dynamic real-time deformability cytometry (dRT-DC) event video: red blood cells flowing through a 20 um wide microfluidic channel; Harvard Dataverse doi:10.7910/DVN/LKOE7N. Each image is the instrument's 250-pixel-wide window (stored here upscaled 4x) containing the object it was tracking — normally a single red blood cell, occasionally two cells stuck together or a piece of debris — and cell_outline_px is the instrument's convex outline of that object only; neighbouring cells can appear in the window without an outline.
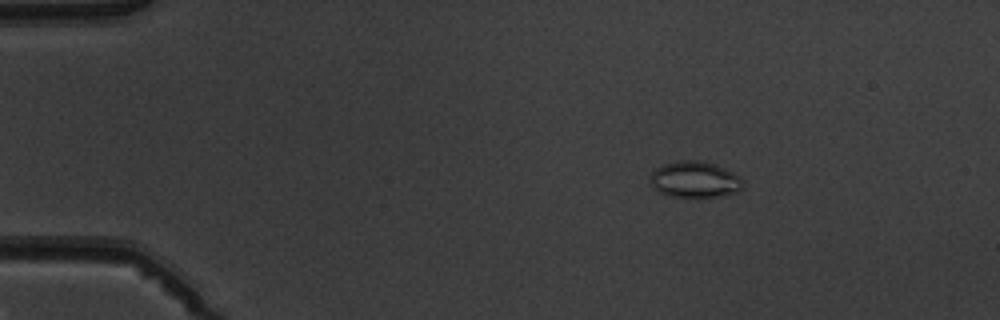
{"species": "common noctule bat (a hibernating species)", "species_latin": "Nyctalus noctula", "temperature_condition": "warm", "stored_images_in_passage": 6, "camera_frame_rate_fps": 3000, "um_per_image_px": 0.085, "animal": {"sex": "male", "body_mass_g": 19.5, "forearm_length_mm": 54.6}, "frame": {"image": 1, "passage_image": 3, "time_ms": 2.333, "image_size_px": [1000, 320], "cell_outline_px": [[744, 184], [736, 192], [720, 196], [668, 196], [652, 188], [652, 172], [656, 168], [664, 164], [680, 160], [704, 160], [716, 164], [732, 172], [744, 180]], "centroid_in_image_um": [59.07, 15.24], "position_along_channel_um": 25.9, "area_um2": 19.42}}